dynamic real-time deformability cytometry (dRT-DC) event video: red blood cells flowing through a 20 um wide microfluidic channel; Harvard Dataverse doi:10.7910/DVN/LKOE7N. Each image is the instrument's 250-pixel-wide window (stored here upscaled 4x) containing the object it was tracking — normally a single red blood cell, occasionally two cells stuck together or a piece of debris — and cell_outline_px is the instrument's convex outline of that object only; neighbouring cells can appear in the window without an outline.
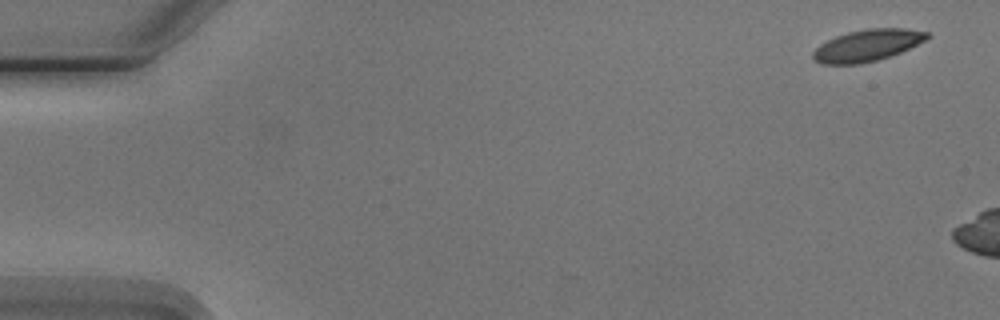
{"species": "Egyptian fruit bat (a non-hibernating species)", "species_latin": "Rousettus aegyptiacus", "temperature_condition": "cold", "stored_images_in_passage": 4, "camera_frame_rate_fps": 3000, "um_per_image_px": 0.085, "animal": {"sex": "male"}, "frame": {"image": 1, "passage_image": 1, "time_ms": 0.0, "image_size_px": [1000, 320], "cell_outline_px": [[928, 36], [924, 40], [900, 52], [876, 60], [860, 64], [820, 64], [812, 60], [812, 52], [820, 44], [836, 36], [848, 32], [868, 28], [904, 28], [928, 32]], "centroid_in_image_um": [73.65, 3.86], "position_along_channel_um": 11.4, "area_um2": 20.87}}